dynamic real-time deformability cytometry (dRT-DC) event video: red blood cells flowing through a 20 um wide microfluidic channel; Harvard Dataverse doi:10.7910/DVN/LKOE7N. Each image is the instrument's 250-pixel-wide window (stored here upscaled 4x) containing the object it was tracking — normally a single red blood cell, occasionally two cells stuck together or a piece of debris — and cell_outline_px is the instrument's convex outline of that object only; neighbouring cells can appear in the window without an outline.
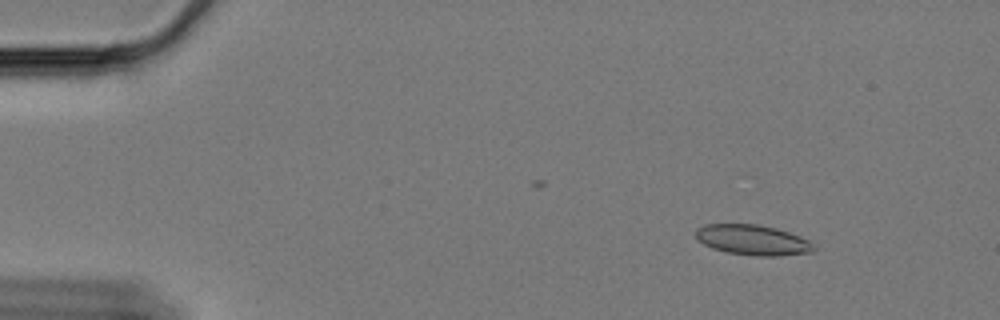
{"species": "Egyptian fruit bat (a non-hibernating species)", "species_latin": "Rousettus aegyptiacus", "temperature_condition": "cold", "stored_images_in_passage": 15, "camera_frame_rate_fps": 3000, "um_per_image_px": 0.085, "animal": {"sex": "female"}, "frame": {"image": 1, "passage_image": 7, "time_ms": 2.0, "image_size_px": [1000, 320], "cell_outline_px": [[816, 248], [812, 252], [780, 256], [756, 256], [728, 252], [712, 248], [696, 240], [696, 228], [704, 224], [756, 224], [776, 228], [800, 236], [808, 240]], "centroid_in_image_um": [63.96, 20.39], "position_along_channel_um": 21.0, "area_um2": 20.87}}